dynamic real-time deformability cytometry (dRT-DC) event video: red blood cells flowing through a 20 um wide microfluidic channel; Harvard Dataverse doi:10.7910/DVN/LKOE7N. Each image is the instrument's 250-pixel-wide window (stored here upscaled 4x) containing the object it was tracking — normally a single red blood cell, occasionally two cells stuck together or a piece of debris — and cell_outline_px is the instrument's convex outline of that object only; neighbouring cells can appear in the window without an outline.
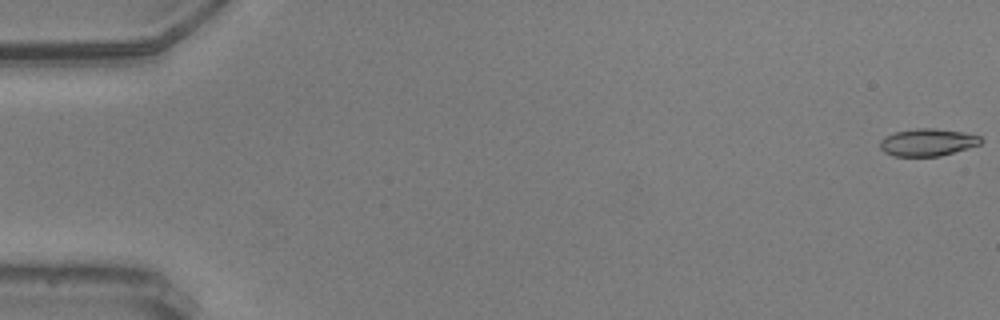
{"species": "common noctule bat (a hibernating species)", "species_latin": "Nyctalus noctula", "temperature_condition": "warm", "stored_images_in_passage": 49, "camera_frame_rate_fps": 3000, "um_per_image_px": 0.085, "animal": {"sex": "male", "body_mass_g": 20.5, "forearm_length_mm": 52.5}, "frame": {"image": 1, "passage_image": 1, "time_ms": 0.0, "image_size_px": [1000, 320], "cell_outline_px": [[984, 140], [980, 144], [968, 148], [940, 156], [892, 156], [884, 152], [880, 148], [880, 140], [884, 136], [896, 132], [916, 128], [936, 128], [964, 132], [980, 136]], "centroid_in_image_um": [78.84, 12.09], "position_along_channel_um": 6.2, "area_um2": 16.18}}
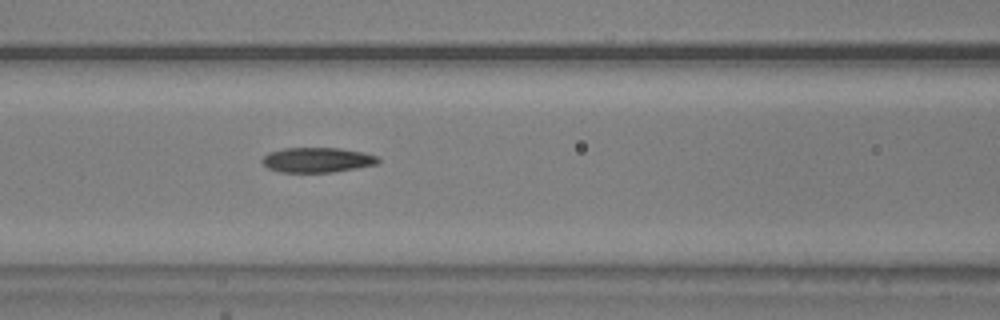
{"frame": {"image": 2, "passage_image": 25, "time_ms": 8.0, "image_size_px": [1000, 320], "cell_outline_px": [[380, 160], [376, 164], [356, 168], [332, 172], [280, 172], [268, 168], [260, 160], [268, 152], [284, 148], [340, 148], [364, 152], [376, 156]], "centroid_in_image_um": [26.94, 13.59], "position_along_channel_um": 139.7, "area_um2": 16.82}}
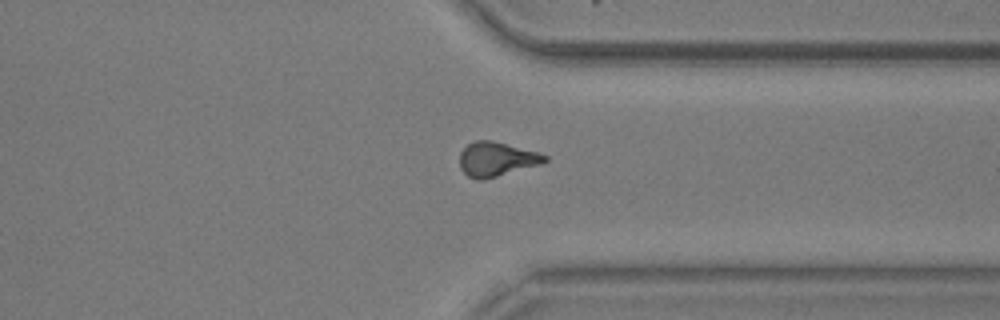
{"frame": {"image": 3, "passage_image": 44, "time_ms": 14.333, "image_size_px": [1000, 320], "cell_outline_px": [[548, 160], [544, 164], [480, 180], [476, 180], [468, 176], [460, 168], [460, 152], [468, 144], [476, 140], [492, 140], [540, 152], [548, 156]], "centroid_in_image_um": [42.25, 13.52], "position_along_channel_um": 369.2, "area_um2": 17.17}, "authors_computed_cell_mechanics": {"area_um2": 17.1088, "velocity_mm_per_s": 3.6466, "shape_relaxation_time_tau1_ms": 10.4804, "shape_relaxation_time_tau2_ms": 2.7466, "deformation_change_tau1": 0.2666, "deformation_change_tau2": 0.1}}